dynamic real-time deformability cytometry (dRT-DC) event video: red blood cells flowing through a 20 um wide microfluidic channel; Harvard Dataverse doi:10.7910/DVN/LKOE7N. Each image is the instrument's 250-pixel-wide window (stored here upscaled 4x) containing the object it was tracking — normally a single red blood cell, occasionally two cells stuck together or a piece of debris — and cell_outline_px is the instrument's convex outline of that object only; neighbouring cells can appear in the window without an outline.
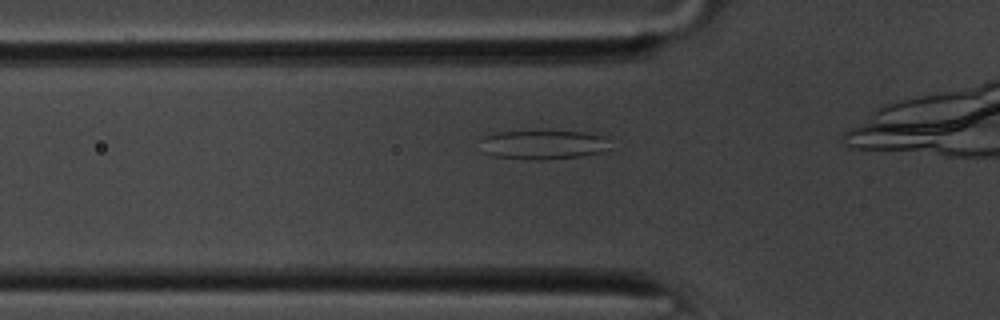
{"species": "common noctule bat (a hibernating species)", "species_latin": "Nyctalus noctula", "temperature_condition": "room temperature", "stored_images_in_passage": 29, "camera_frame_rate_fps": 3000, "um_per_image_px": 0.085, "animal": {"sex": "male", "body_mass_g": 20.1, "forearm_length_mm": 53.5}, "frame": {"image": 1, "passage_image": 3, "time_ms": 0.667, "image_size_px": [1000, 320], "cell_outline_px": [[612, 148], [600, 152], [580, 156], [544, 160], [524, 160], [492, 156], [484, 152], [480, 140], [480, 136], [496, 132], [584, 132], [604, 136]], "centroid_in_image_um": [46.13, 12.32], "position_along_channel_um": 79.7, "area_um2": 22.14}}
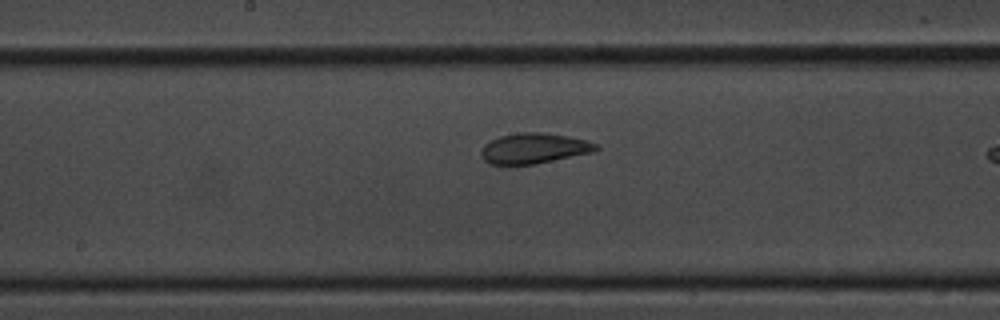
{"frame": {"image": 2, "passage_image": 13, "time_ms": 4.0, "image_size_px": [1000, 320], "cell_outline_px": [[600, 148], [592, 152], [536, 164], [488, 164], [480, 156], [480, 148], [484, 144], [500, 136], [520, 132], [544, 132], [568, 136], [588, 140], [600, 144]], "centroid_in_image_um": [45.39, 12.6], "position_along_channel_um": 202.8, "area_um2": 20.58}}
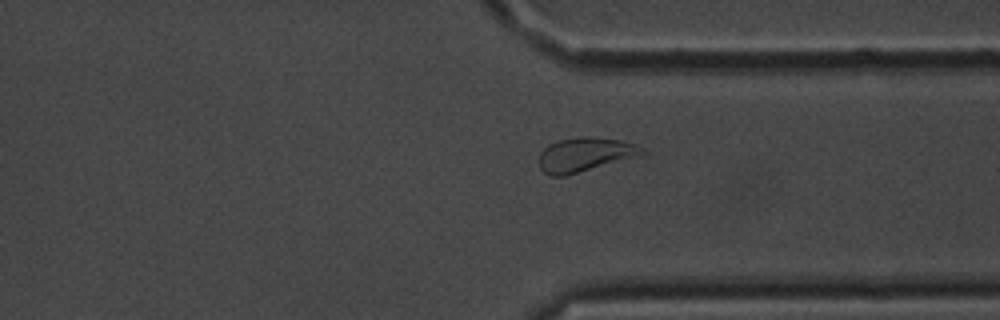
{"frame": {"image": 3, "passage_image": 26, "time_ms": 8.333, "image_size_px": [1000, 320], "cell_outline_px": [[648, 152], [640, 156], [564, 176], [548, 176], [540, 168], [540, 152], [548, 144], [556, 140], [580, 136], [596, 136], [620, 140], [636, 144], [644, 148]], "centroid_in_image_um": [49.74, 13.12], "position_along_channel_um": 361.7, "area_um2": 20.81}}